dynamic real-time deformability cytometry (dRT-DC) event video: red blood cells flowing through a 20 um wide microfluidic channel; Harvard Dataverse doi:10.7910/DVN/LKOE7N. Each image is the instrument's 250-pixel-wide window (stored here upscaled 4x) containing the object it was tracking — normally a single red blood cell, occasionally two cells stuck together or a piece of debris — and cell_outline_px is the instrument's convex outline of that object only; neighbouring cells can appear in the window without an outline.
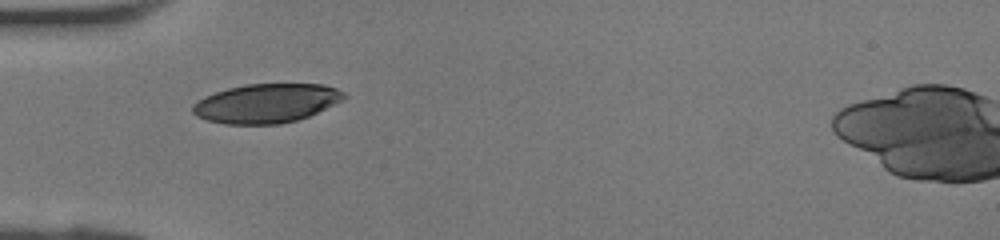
{"species": "human", "species_latin": "Homo sapiens", "temperature_condition": "room temperature", "stored_images_in_passage": 29, "camera_frame_rate_fps": 3000, "um_per_image_px": 0.085, "donor": {"sex": "female"}, "frame": {"image": 1, "passage_image": 1, "time_ms": 0.0, "image_size_px": [1000, 240], "cell_outline_px": [[344, 100], [308, 116], [296, 120], [280, 124], [224, 124], [208, 120], [196, 116], [192, 112], [192, 104], [196, 100], [204, 96], [228, 88], [244, 84], [324, 84], [336, 88], [344, 92]], "centroid_in_image_um": [22.61, 8.78], "position_along_channel_um": 62.4, "area_um2": 34.51}}
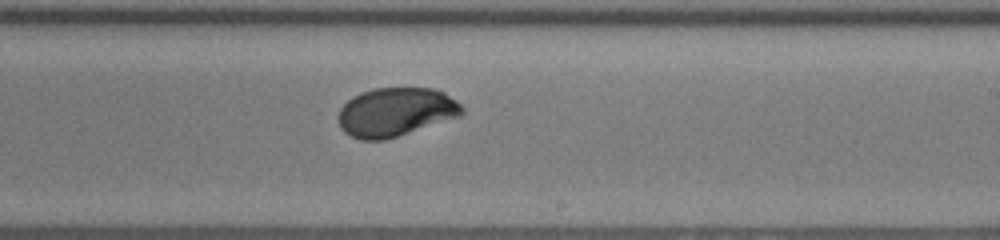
{"frame": {"image": 2, "passage_image": 13, "time_ms": 4.0, "image_size_px": [1000, 240], "cell_outline_px": [[464, 112], [460, 116], [384, 140], [360, 140], [344, 132], [340, 128], [336, 116], [340, 108], [352, 96], [360, 92], [376, 88], [432, 88], [444, 92], [456, 100], [464, 108]], "centroid_in_image_um": [33.6, 9.52], "position_along_channel_um": 255.4, "area_um2": 35.2}}
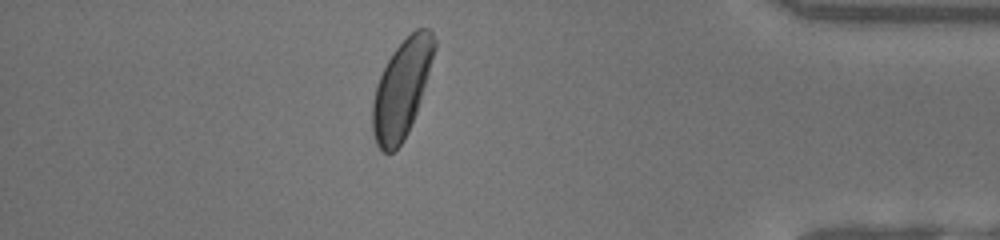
{"frame": {"image": 3, "passage_image": 24, "time_ms": 7.667, "image_size_px": [1000, 240], "cell_outline_px": [[436, 48], [416, 112], [408, 132], [404, 140], [392, 152], [384, 152], [376, 144], [372, 132], [372, 104], [376, 84], [392, 52], [416, 28], [428, 28], [432, 32], [436, 40]], "centroid_in_image_um": [34.13, 7.54], "position_along_channel_um": 401.1, "area_um2": 34.68}}